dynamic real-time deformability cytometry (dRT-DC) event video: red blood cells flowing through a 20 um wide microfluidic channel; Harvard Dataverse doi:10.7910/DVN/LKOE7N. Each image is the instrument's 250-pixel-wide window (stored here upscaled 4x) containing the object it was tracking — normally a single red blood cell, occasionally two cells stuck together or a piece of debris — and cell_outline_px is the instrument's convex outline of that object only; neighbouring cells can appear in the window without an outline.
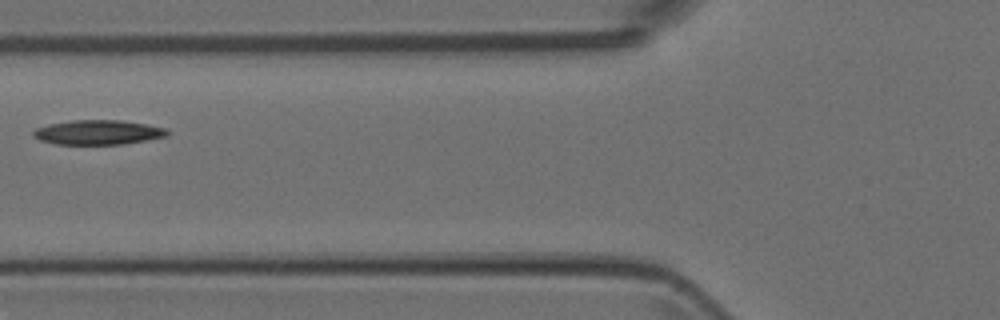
{"species": "Egyptian fruit bat (a non-hibernating species)", "species_latin": "Rousettus aegyptiacus", "temperature_condition": "room temperature", "stored_images_in_passage": 5, "camera_frame_rate_fps": 3000, "um_per_image_px": 0.085, "animal": {"sex": "female"}, "frame": {"image": 1, "passage_image": 5, "time_ms": 1.333, "image_size_px": [1000, 320], "cell_outline_px": [[168, 136], [124, 144], [56, 144], [40, 140], [32, 136], [32, 132], [36, 128], [48, 124], [72, 120], [120, 120], [168, 128]], "centroid_in_image_um": [8.32, 11.25], "position_along_channel_um": 117.5, "area_um2": 19.19}}